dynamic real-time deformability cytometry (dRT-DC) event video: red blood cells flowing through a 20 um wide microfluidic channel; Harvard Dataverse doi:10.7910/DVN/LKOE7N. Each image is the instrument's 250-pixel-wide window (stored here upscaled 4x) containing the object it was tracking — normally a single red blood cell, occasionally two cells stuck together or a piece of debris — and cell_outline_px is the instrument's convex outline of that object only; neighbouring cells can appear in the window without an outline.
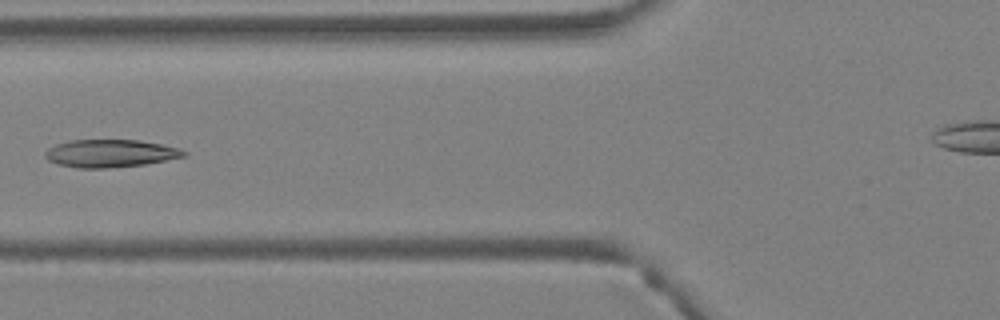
{"species": "Egyptian fruit bat (a non-hibernating species)", "species_latin": "Rousettus aegyptiacus", "temperature_condition": "warm", "stored_images_in_passage": 5, "camera_frame_rate_fps": 3000, "um_per_image_px": 0.085, "animal": {"sex": "female"}, "frame": {"image": 1, "passage_image": 5, "time_ms": 1.333, "image_size_px": [1000, 320], "cell_outline_px": [[188, 156], [144, 164], [108, 168], [76, 168], [60, 164], [48, 160], [44, 156], [44, 152], [48, 148], [56, 144], [68, 140], [140, 140], [180, 148], [188, 152]], "centroid_in_image_um": [9.38, 13.03], "position_along_channel_um": 116.4, "area_um2": 22.48}}